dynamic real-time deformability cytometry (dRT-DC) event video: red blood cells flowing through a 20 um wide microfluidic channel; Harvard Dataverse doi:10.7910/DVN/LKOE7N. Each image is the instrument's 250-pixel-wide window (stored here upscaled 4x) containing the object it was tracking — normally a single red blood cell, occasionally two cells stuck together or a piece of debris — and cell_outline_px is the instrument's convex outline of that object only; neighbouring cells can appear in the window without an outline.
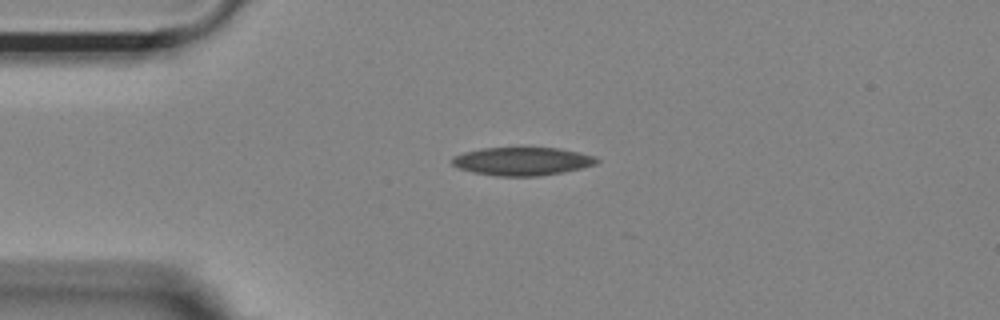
{"species": "Egyptian fruit bat (a non-hibernating species)", "species_latin": "Rousettus aegyptiacus", "temperature_condition": "room temperature", "stored_images_in_passage": 42, "camera_frame_rate_fps": 3000, "um_per_image_px": 0.085, "animal": {"sex": "female"}, "frame": {"image": 1, "passage_image": 1, "time_ms": 0.0, "image_size_px": [1000, 320], "cell_outline_px": [[600, 160], [596, 164], [580, 168], [540, 176], [496, 176], [472, 172], [460, 168], [452, 164], [452, 156], [464, 152], [480, 148], [556, 148], [580, 152], [596, 156]], "centroid_in_image_um": [44.38, 13.7], "position_along_channel_um": 40.6, "area_um2": 23.7}}
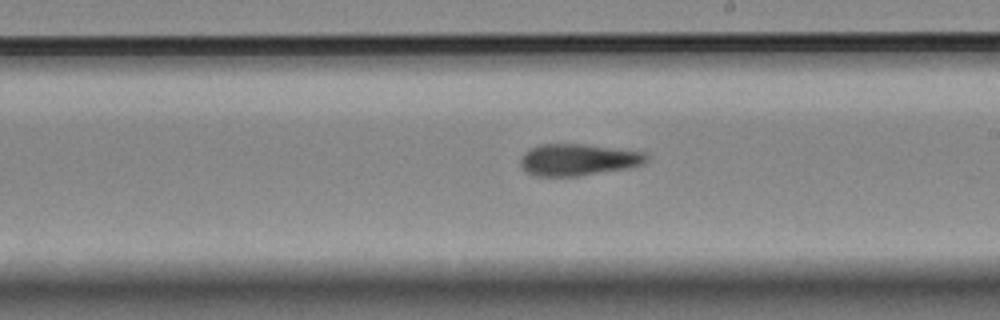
{"frame": {"image": 2, "passage_image": 19, "time_ms": 6.0, "image_size_px": [1000, 320], "cell_outline_px": [[652, 156], [644, 164], [628, 168], [576, 176], [536, 176], [528, 172], [520, 164], [520, 156], [528, 148], [540, 144], [584, 144], [648, 152]], "centroid_in_image_um": [49.19, 13.56], "position_along_channel_um": 239.8, "area_um2": 23.58}}
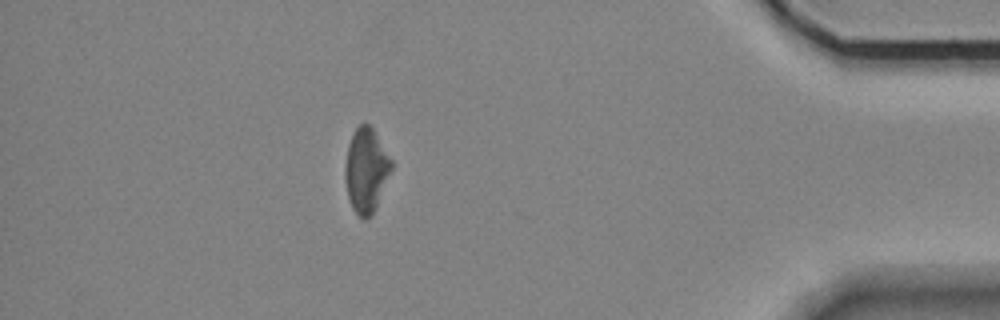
{"frame": {"image": 3, "passage_image": 36, "time_ms": 11.667, "image_size_px": [1000, 320], "cell_outline_px": [[392, 168], [376, 208], [372, 216], [364, 220], [352, 208], [348, 196], [344, 176], [344, 164], [348, 144], [356, 128], [364, 120], [372, 128], [392, 160]], "centroid_in_image_um": [31.11, 14.47], "position_along_channel_um": 404.1, "area_um2": 22.77}, "authors_computed_cell_mechanics": {"area_um2": 23.3801, "velocity_mm_per_s": 3.6942, "shape_relaxation_time_tau1_ms": null, "shape_relaxation_time_tau2_ms": 9.0971, "deformation_change_tau1": null, "deformation_change_tau2": 0.2114}}